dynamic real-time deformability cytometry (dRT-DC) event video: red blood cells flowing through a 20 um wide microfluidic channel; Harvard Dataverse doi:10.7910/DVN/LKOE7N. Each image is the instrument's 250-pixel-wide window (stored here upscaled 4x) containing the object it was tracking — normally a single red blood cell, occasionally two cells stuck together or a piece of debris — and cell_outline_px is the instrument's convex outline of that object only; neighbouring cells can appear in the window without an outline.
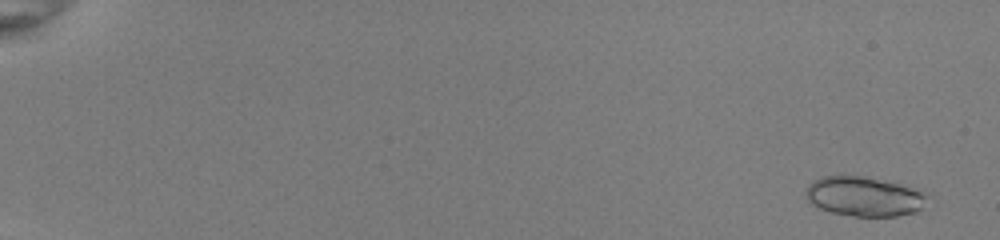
{"species": "common noctule bat (a hibernating species)", "species_latin": "Nyctalus noctula", "temperature_condition": "room temperature", "stored_images_in_passage": 53, "segment_of_instrument_passage": [1, 2], "camera_frame_rate_fps": 3000, "um_per_image_px": 0.085, "animal": {"sex": "female", "body_mass_g": 22.0, "forearm_length_mm": 56.7}, "frame": {"image": 1, "passage_image": 3, "time_ms": 0.667, "image_size_px": [1000, 240], "cell_outline_px": [[932, 196], [916, 212], [896, 216], [856, 216], [832, 212], [820, 208], [812, 204], [808, 200], [804, 192], [808, 184], [812, 180], [820, 176], [864, 176], [924, 188]], "centroid_in_image_um": [73.54, 16.67], "position_along_channel_um": 11.5, "area_um2": 28.73}}
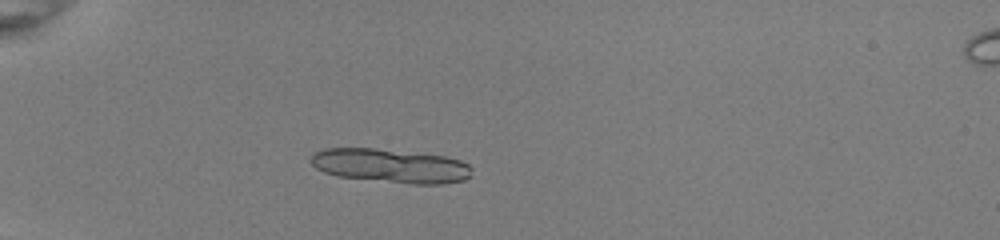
{"frame": {"image": 2, "passage_image": 18, "time_ms": 5.667, "image_size_px": [1000, 240], "cell_outline_px": [[472, 176], [464, 180], [440, 184], [412, 184], [340, 176], [324, 172], [316, 168], [312, 164], [312, 152], [324, 148], [372, 148], [444, 156], [460, 160], [468, 164], [472, 168]], "centroid_in_image_um": [33.22, 14.09], "position_along_channel_um": 51.8, "area_um2": 31.62}}